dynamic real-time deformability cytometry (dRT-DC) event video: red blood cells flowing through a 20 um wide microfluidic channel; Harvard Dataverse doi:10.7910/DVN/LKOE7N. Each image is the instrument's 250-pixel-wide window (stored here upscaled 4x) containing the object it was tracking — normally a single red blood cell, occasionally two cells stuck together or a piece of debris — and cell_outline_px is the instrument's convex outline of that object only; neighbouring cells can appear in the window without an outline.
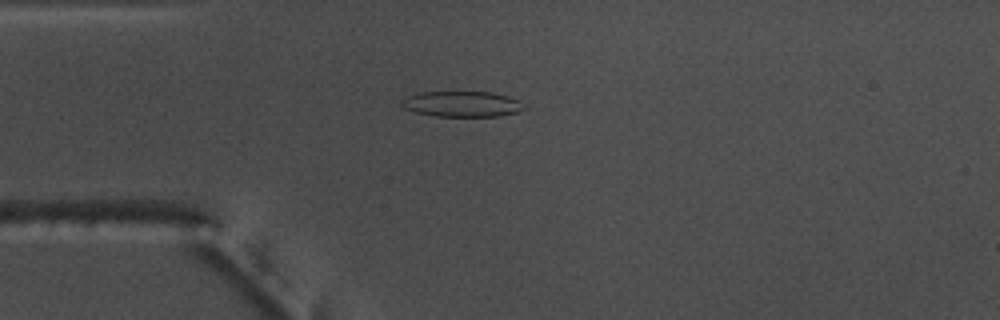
{"species": "common noctule bat (a hibernating species)", "species_latin": "Nyctalus noctula", "temperature_condition": "warm", "stored_images_in_passage": 54, "camera_frame_rate_fps": 3000, "um_per_image_px": 0.085, "animal": {"sex": "male", "body_mass_g": 17.5, "forearm_length_mm": 52.3}, "frame": {"image": 1, "passage_image": 14, "time_ms": 4.333, "image_size_px": [1000, 320], "cell_outline_px": [[528, 108], [516, 112], [500, 116], [436, 116], [416, 112], [404, 108], [400, 104], [400, 100], [408, 96], [420, 92], [492, 92], [508, 96], [520, 100]], "centroid_in_image_um": [39.3, 8.84], "position_along_channel_um": 45.7, "area_um2": 18.38}}
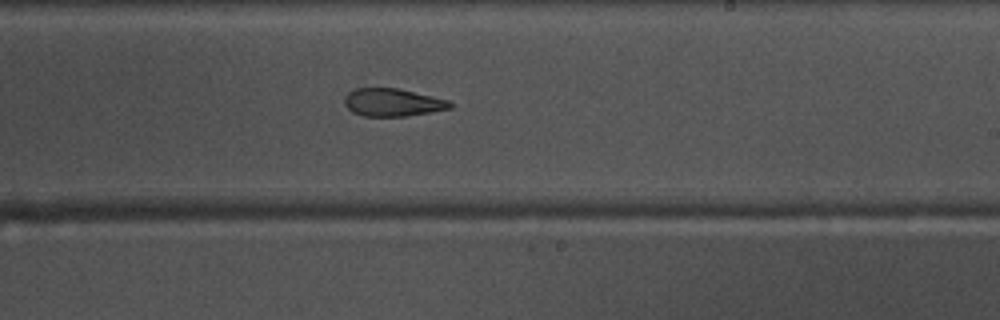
{"frame": {"image": 2, "passage_image": 32, "time_ms": 10.333, "image_size_px": [1000, 320], "cell_outline_px": [[452, 108], [408, 116], [364, 116], [352, 112], [344, 104], [344, 96], [348, 92], [356, 88], [396, 88], [448, 100], [452, 104]], "centroid_in_image_um": [33.33, 8.71], "position_along_channel_um": 255.7, "area_um2": 16.99}}
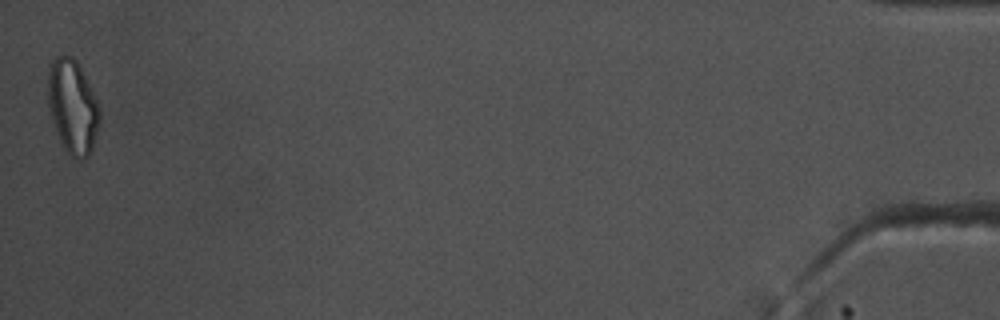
{"frame": {"image": 3, "passage_image": 54, "time_ms": 17.667, "image_size_px": [1000, 320], "cell_outline_px": [[100, 120], [92, 148], [88, 156], [84, 160], [72, 160], [60, 144], [48, 108], [48, 64], [56, 56], [72, 56], [76, 60], [96, 100], [100, 112]], "centroid_in_image_um": [6.14, 9.12], "position_along_channel_um": 429.1, "area_um2": 28.44}, "authors_computed_cell_mechanics": {"area_um2": 19.6231, "velocity_mm_per_s": 3.74, "shape_relaxation_time_tau1_ms": null, "shape_relaxation_time_tau2_ms": 3.0326, "deformation_change_tau1": null, "deformation_change_tau2": 0.1171}}